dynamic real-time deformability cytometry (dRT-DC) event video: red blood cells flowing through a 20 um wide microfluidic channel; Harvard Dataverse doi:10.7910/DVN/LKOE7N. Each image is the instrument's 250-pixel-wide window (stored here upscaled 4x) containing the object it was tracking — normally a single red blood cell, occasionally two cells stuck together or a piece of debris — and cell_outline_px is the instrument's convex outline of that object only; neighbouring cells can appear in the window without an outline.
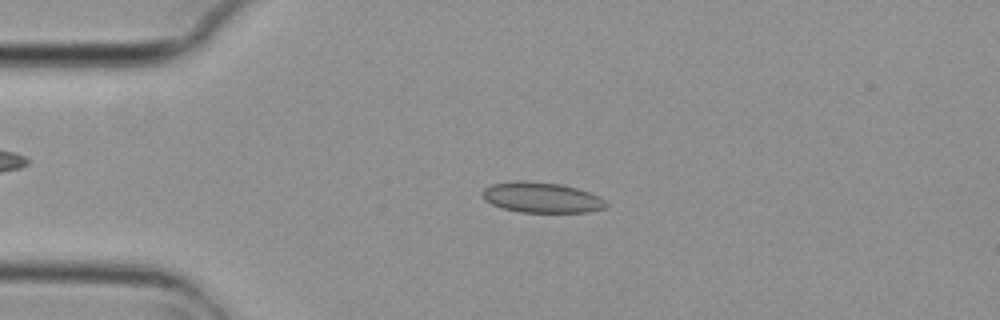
{"species": "common noctule bat (a hibernating species)", "species_latin": "Nyctalus noctula", "temperature_condition": "cold", "stored_images_in_passage": 3, "camera_frame_rate_fps": 3000, "um_per_image_px": 0.085, "animal": {"sex": "female", "body_mass_g": 29.2, "forearm_length_mm": 56.3}, "frame": {"image": 1, "passage_image": 3, "time_ms": 0.667, "image_size_px": [1000, 320], "cell_outline_px": [[608, 204], [604, 208], [588, 212], [520, 212], [504, 208], [492, 204], [484, 196], [484, 188], [492, 184], [516, 180], [560, 184], [576, 188], [600, 196]], "centroid_in_image_um": [46.07, 16.79], "position_along_channel_um": 38.9, "area_um2": 21.56}}